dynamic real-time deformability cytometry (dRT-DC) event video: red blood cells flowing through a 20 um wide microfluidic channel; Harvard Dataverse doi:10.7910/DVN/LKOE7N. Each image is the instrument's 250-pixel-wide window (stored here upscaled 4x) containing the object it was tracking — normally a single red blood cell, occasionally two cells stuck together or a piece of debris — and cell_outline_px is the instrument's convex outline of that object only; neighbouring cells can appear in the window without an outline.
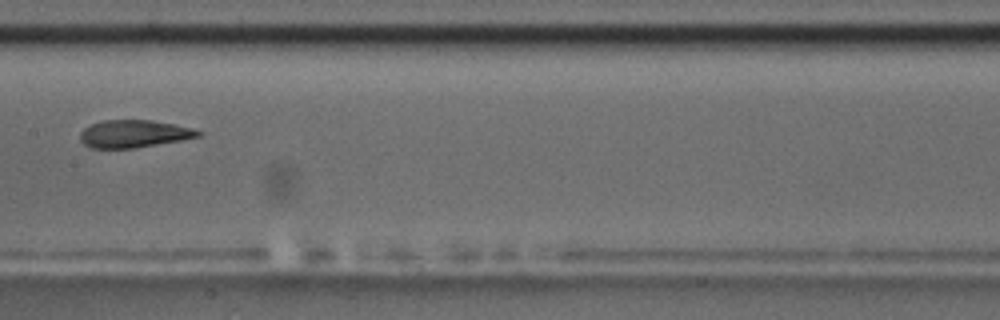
{"species": "common noctule bat (a hibernating species)", "species_latin": "Nyctalus noctula", "temperature_condition": "room temperature", "stored_images_in_passage": 11, "camera_frame_rate_fps": 3000, "um_per_image_px": 0.085, "animal": {"sex": "male", "body_mass_g": 17.5, "forearm_length_mm": 52.3}, "frame": {"image": 1, "passage_image": 4, "time_ms": 3.667, "image_size_px": [1000, 320], "cell_outline_px": [[204, 132], [200, 136], [180, 140], [136, 148], [92, 148], [84, 144], [80, 140], [80, 132], [88, 124], [104, 120], [152, 120], [192, 128]], "centroid_in_image_um": [11.35, 11.37], "position_along_channel_um": 196.0, "area_um2": 18.96}, "authors_computed_cell_mechanics": {"area_um2": 20.1722, "velocity_mm_per_s": 3.5612, "shape_relaxation_time_tau1_ms": 7.1826, "shape_relaxation_time_tau2_ms": 1.8521, "deformation_change_tau1": 0.1562, "deformation_change_tau2": 0.0659}}